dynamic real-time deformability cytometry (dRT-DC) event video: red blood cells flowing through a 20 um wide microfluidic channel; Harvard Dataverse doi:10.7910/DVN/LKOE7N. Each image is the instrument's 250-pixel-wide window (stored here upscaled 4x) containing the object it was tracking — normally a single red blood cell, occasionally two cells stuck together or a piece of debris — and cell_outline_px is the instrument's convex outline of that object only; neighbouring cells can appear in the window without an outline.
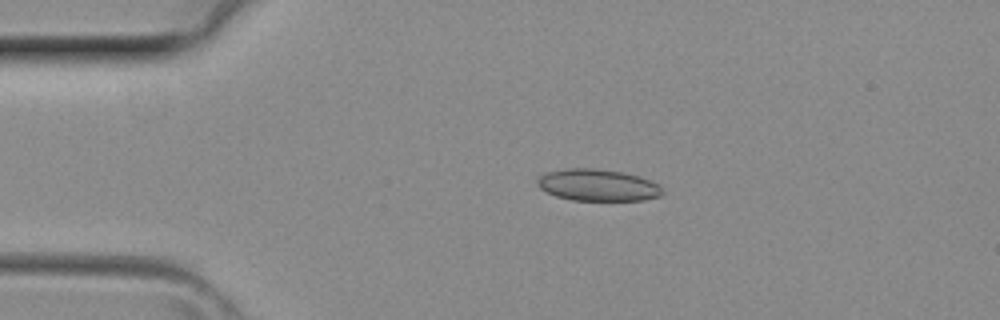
{"species": "common noctule bat (a hibernating species)", "species_latin": "Nyctalus noctula", "temperature_condition": "room temperature", "stored_images_in_passage": 5, "camera_frame_rate_fps": 3000, "um_per_image_px": 0.085, "animal": {"sex": "female", "body_mass_g": 29.2, "forearm_length_mm": 56.3}, "frame": {"image": 1, "passage_image": 3, "time_ms": 0.667, "image_size_px": [1000, 320], "cell_outline_px": [[664, 192], [660, 196], [644, 200], [572, 200], [556, 196], [540, 188], [536, 184], [536, 176], [544, 172], [564, 168], [596, 168], [624, 172], [640, 176], [660, 184]], "centroid_in_image_um": [50.79, 15.71], "position_along_channel_um": 34.2, "area_um2": 23.58}}
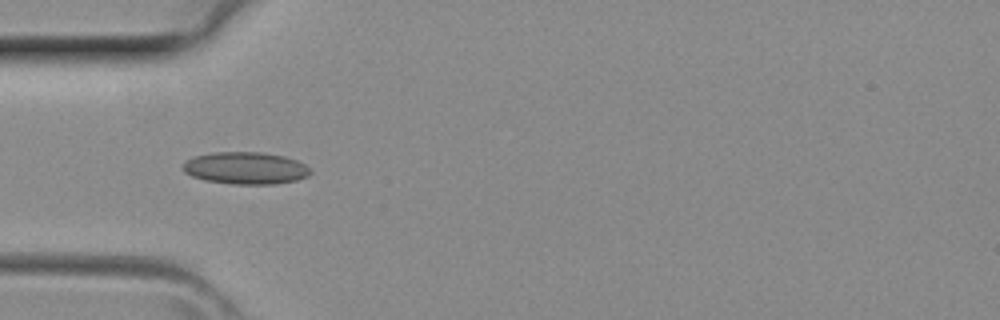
{"frame": {"image": 2, "passage_image": 4, "time_ms": 1.0, "image_size_px": [1000, 320], "cell_outline_px": [[312, 172], [308, 176], [296, 180], [276, 184], [232, 184], [204, 180], [192, 176], [184, 172], [180, 168], [180, 164], [184, 160], [196, 156], [212, 152], [264, 152], [284, 156], [296, 160], [304, 164]], "centroid_in_image_um": [20.82, 14.28], "position_along_channel_um": 64.2, "area_um2": 24.16}}
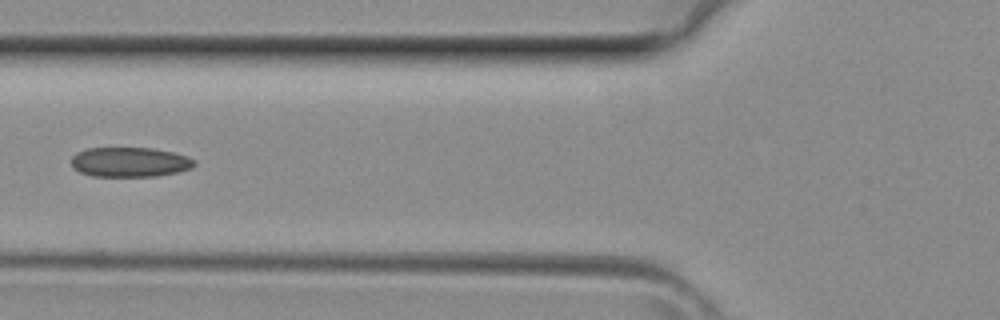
{"frame": {"image": 3, "passage_image": 5, "time_ms": 1.333, "image_size_px": [1000, 320], "cell_outline_px": [[196, 164], [192, 168], [176, 172], [156, 176], [92, 176], [80, 172], [72, 164], [72, 156], [76, 152], [88, 148], [152, 148], [172, 152], [188, 156], [196, 160]], "centroid_in_image_um": [11.06, 13.77], "position_along_channel_um": 114.7, "area_um2": 21.27}}